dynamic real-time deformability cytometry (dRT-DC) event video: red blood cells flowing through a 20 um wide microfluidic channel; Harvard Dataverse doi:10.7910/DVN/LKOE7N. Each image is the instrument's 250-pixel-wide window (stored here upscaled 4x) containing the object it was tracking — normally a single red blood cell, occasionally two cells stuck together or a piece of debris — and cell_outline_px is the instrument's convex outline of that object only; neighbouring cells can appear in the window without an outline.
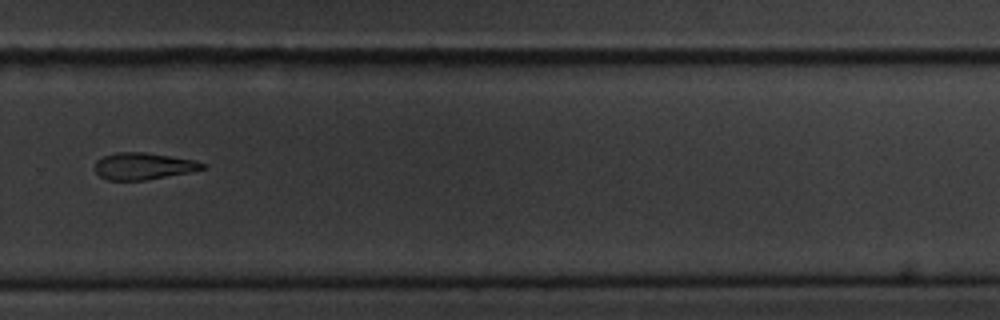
{"species": "common noctule bat (a hibernating species)", "species_latin": "Nyctalus noctula", "temperature_condition": "cold", "stored_images_in_passage": 15, "camera_frame_rate_fps": 3000, "um_per_image_px": 0.085, "animal": {"sex": "male", "body_mass_g": 20.1, "forearm_length_mm": 53.5}, "frame": {"image": 1, "passage_image": 11, "time_ms": 3.333, "image_size_px": [1000, 320], "cell_outline_px": [[208, 164], [204, 168], [188, 172], [144, 180], [108, 180], [100, 176], [96, 172], [96, 160], [104, 156], [116, 152], [144, 152], [196, 160]], "centroid_in_image_um": [12.19, 14.11], "position_along_channel_um": 317.6, "area_um2": 16.65}}